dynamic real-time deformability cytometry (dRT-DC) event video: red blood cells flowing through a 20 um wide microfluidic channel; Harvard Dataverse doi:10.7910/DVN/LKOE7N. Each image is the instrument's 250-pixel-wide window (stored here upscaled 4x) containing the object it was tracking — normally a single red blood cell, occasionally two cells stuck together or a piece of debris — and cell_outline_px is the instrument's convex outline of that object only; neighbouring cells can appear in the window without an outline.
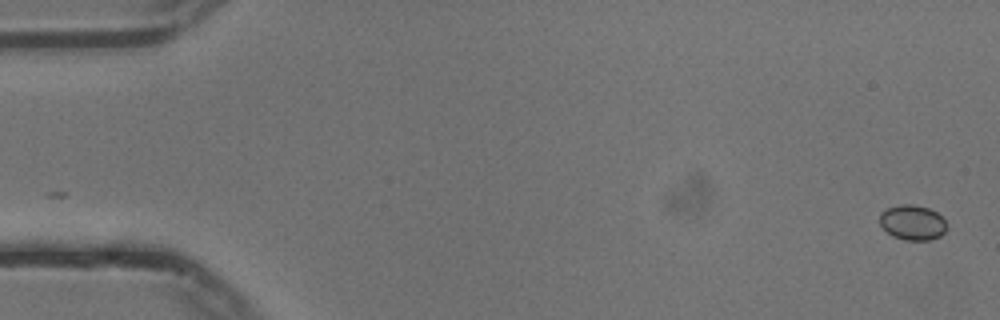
{"species": "common noctule bat (a hibernating species)", "species_latin": "Nyctalus noctula", "temperature_condition": "cold", "stored_images_in_passage": 55, "camera_frame_rate_fps": 3000, "um_per_image_px": 0.085, "animal": {"sex": "male", "body_mass_g": 13.3}, "frame": {"image": 1, "passage_image": 1, "time_ms": 0.0, "image_size_px": [1000, 320], "cell_outline_px": [[948, 228], [940, 236], [928, 240], [904, 240], [892, 236], [880, 224], [880, 212], [888, 208], [900, 204], [912, 204], [928, 208], [936, 212], [948, 224]], "centroid_in_image_um": [77.57, 18.91], "position_along_channel_um": 7.4, "area_um2": 13.7}}
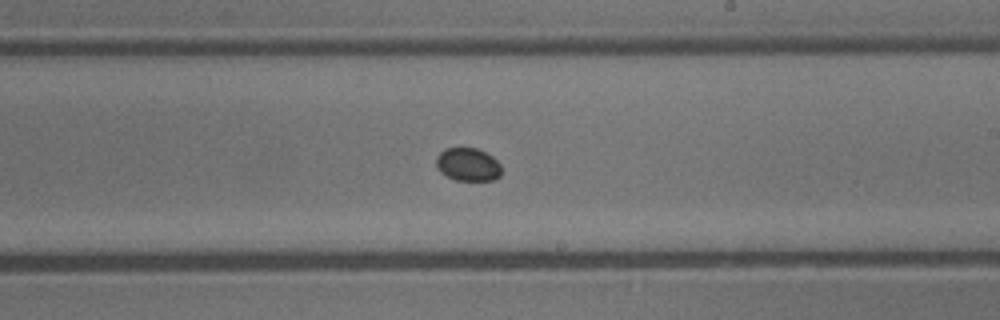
{"frame": {"image": 2, "passage_image": 32, "time_ms": 10.333, "image_size_px": [1000, 320], "cell_outline_px": [[500, 176], [492, 180], [456, 180], [440, 172], [436, 168], [436, 156], [444, 148], [460, 144], [476, 148], [492, 156], [500, 164]], "centroid_in_image_um": [39.72, 13.92], "position_along_channel_um": 249.3, "area_um2": 13.01}}
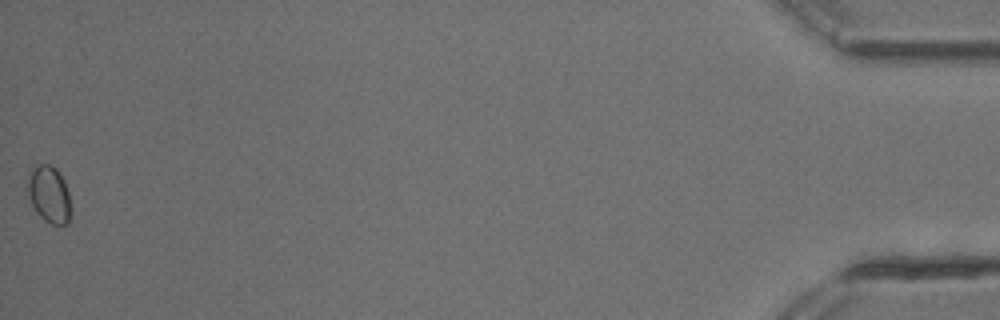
{"frame": {"image": 3, "passage_image": 55, "time_ms": 18.0, "image_size_px": [1000, 320], "cell_outline_px": [[68, 224], [52, 224], [44, 220], [36, 212], [32, 204], [28, 192], [28, 172], [40, 164], [48, 164], [56, 168], [64, 180], [68, 192]], "centroid_in_image_um": [4.14, 16.5], "position_along_channel_um": 431.1, "area_um2": 13.87}}